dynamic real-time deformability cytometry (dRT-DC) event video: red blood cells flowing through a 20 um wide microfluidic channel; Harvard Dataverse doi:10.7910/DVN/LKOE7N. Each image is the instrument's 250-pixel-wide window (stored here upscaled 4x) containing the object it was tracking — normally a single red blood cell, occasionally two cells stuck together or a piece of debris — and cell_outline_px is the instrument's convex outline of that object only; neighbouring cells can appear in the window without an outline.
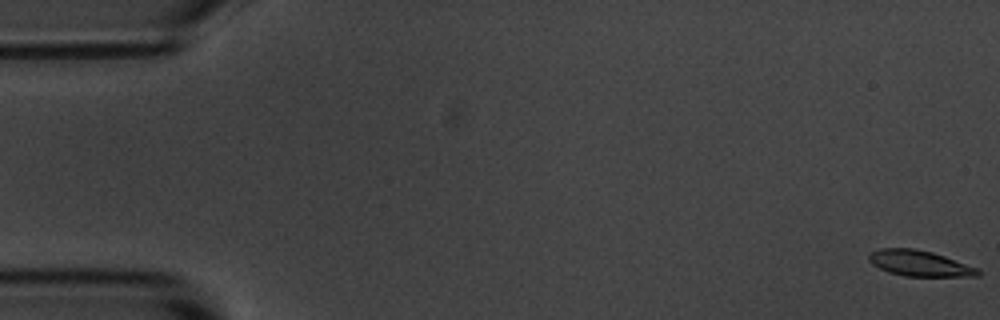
{"species": "common noctule bat (a hibernating species)", "species_latin": "Nyctalus noctula", "temperature_condition": "room temperature", "stored_images_in_passage": 56, "camera_frame_rate_fps": 3000, "um_per_image_px": 0.085, "animal": {"sex": "male", "body_mass_g": 20.1, "forearm_length_mm": 53.5}, "frame": {"image": 1, "passage_image": 1, "time_ms": 0.0, "image_size_px": [1000, 320], "cell_outline_px": [[980, 276], [904, 276], [888, 272], [872, 264], [868, 260], [868, 256], [872, 252], [880, 248], [916, 248], [932, 252], [980, 268]], "centroid_in_image_um": [78.18, 22.38], "position_along_channel_um": 6.8, "area_um2": 16.42}}
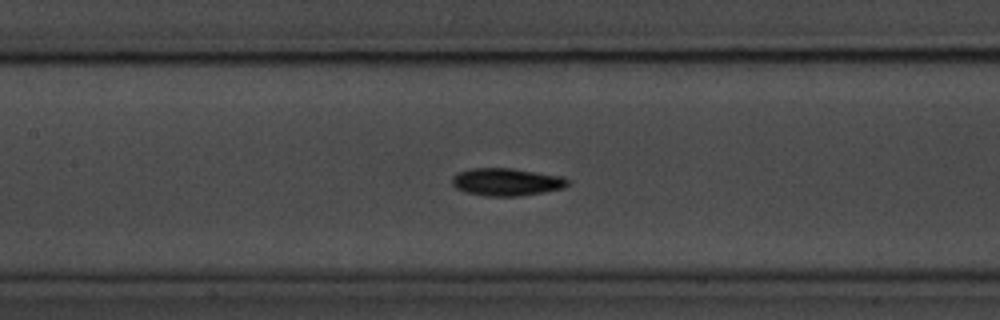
{"frame": {"image": 2, "passage_image": 26, "time_ms": 8.333, "image_size_px": [1000, 320], "cell_outline_px": [[572, 180], [564, 188], [544, 192], [516, 196], [488, 196], [464, 192], [456, 188], [452, 184], [452, 180], [460, 172], [472, 168], [512, 168], [560, 176]], "centroid_in_image_um": [43.09, 15.47], "position_along_channel_um": 164.3, "area_um2": 18.44}}
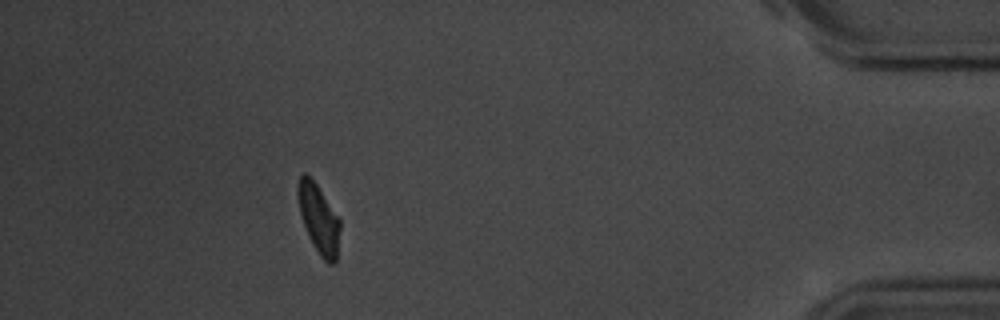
{"frame": {"image": 3, "passage_image": 51, "time_ms": 16.667, "image_size_px": [1000, 320], "cell_outline_px": [[340, 228], [336, 260], [332, 264], [328, 264], [320, 256], [304, 224], [300, 212], [296, 196], [296, 184], [300, 176], [304, 172], [316, 184], [340, 220]], "centroid_in_image_um": [27.07, 18.56], "position_along_channel_um": 408.1, "area_um2": 16.53}, "authors_computed_cell_mechanics": {"area_um2": 17.34, "velocity_mm_per_s": 3.5804, "shape_relaxation_time_tau1_ms": 2.3961, "shape_relaxation_time_tau2_ms": 6.3002, "deformation_change_tau1": 0.1179, "deformation_change_tau2": 0.1027}}